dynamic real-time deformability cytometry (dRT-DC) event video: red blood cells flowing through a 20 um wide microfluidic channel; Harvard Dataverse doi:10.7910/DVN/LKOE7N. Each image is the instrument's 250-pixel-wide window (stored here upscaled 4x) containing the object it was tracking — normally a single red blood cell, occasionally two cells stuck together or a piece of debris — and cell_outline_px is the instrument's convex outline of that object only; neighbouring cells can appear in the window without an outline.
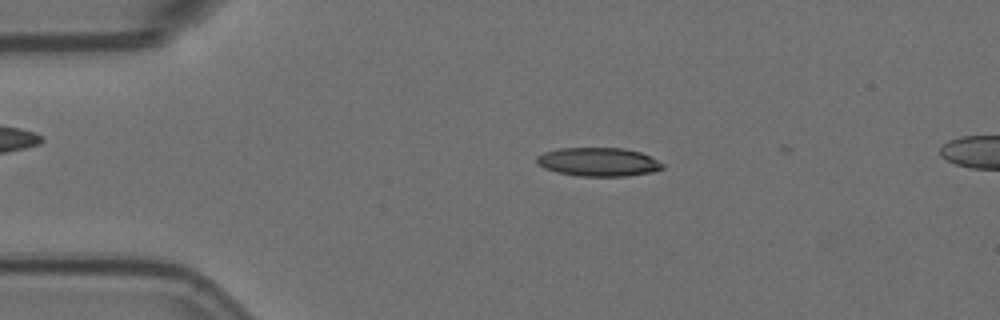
{"species": "Egyptian fruit bat (a non-hibernating species)", "species_latin": "Rousettus aegyptiacus", "temperature_condition": "room temperature", "stored_images_in_passage": 4, "camera_frame_rate_fps": 3000, "um_per_image_px": 0.085, "animal": {"sex": "female"}, "frame": {"image": 1, "passage_image": 3, "time_ms": 0.667, "image_size_px": [1000, 320], "cell_outline_px": [[664, 168], [652, 172], [628, 176], [576, 176], [556, 172], [544, 168], [536, 164], [536, 156], [544, 152], [556, 148], [624, 148], [640, 152], [664, 164]], "centroid_in_image_um": [50.81, 13.77], "position_along_channel_um": 34.2, "area_um2": 21.15}}